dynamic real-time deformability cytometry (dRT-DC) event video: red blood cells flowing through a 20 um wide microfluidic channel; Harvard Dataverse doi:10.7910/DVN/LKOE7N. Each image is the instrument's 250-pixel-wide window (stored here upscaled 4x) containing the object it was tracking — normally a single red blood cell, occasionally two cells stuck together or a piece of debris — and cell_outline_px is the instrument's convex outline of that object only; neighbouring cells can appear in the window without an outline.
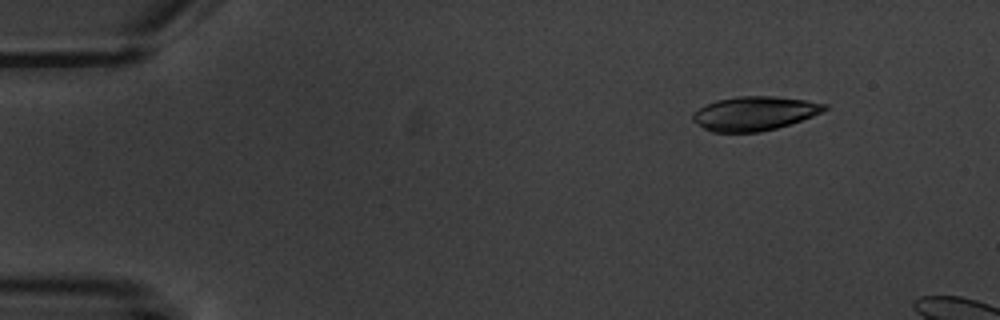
{"species": "common noctule bat (a hibernating species)", "species_latin": "Nyctalus noctula", "temperature_condition": "warm", "stored_images_in_passage": 3, "camera_frame_rate_fps": 3000, "um_per_image_px": 0.085, "animal": {"sex": "male", "body_mass_g": 20.1, "forearm_length_mm": 53.5}, "frame": {"image": 1, "passage_image": 2, "time_ms": 1.333, "image_size_px": [1000, 320], "cell_outline_px": [[828, 108], [812, 116], [776, 128], [760, 132], [712, 132], [704, 128], [692, 120], [692, 112], [704, 104], [716, 100], [736, 96], [772, 96], [804, 100], [828, 104]], "centroid_in_image_um": [64.07, 9.63], "position_along_channel_um": 20.9, "area_um2": 26.07}}